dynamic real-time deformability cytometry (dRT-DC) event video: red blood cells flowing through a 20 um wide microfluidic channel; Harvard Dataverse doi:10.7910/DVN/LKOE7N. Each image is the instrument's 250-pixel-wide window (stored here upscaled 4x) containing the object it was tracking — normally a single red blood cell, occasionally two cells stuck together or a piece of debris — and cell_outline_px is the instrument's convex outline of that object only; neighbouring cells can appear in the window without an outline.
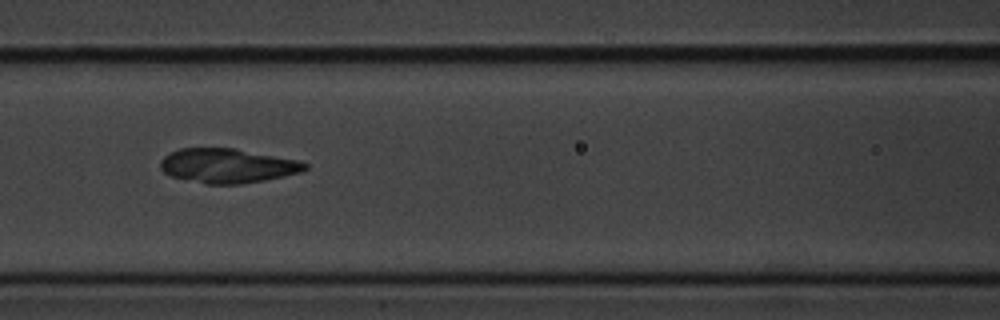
{"species": "common noctule bat (a hibernating species)", "species_latin": "Nyctalus noctula", "temperature_condition": "cold", "stored_images_in_passage": 4, "camera_frame_rate_fps": 3000, "um_per_image_px": 0.085, "animal": {"sex": "male", "body_mass_g": 20.1, "forearm_length_mm": 53.5}, "frame": {"image": 1, "passage_image": 3, "time_ms": 0.667, "image_size_px": [1000, 320], "cell_outline_px": [[308, 168], [300, 172], [284, 176], [264, 180], [240, 184], [204, 184], [172, 176], [164, 172], [160, 168], [160, 160], [164, 156], [180, 148], [236, 148], [300, 160], [308, 164]], "centroid_in_image_um": [19.36, 14.08], "position_along_channel_um": 147.2, "area_um2": 29.07}}
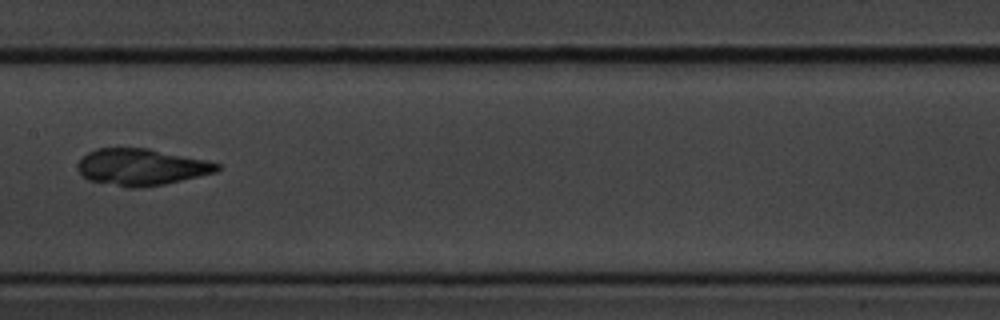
{"frame": {"image": 2, "passage_image": 4, "time_ms": 1.0, "image_size_px": [1000, 320], "cell_outline_px": [[220, 168], [216, 172], [164, 184], [136, 188], [128, 188], [88, 180], [76, 168], [76, 164], [88, 152], [96, 148], [148, 148], [204, 160], [220, 164]], "centroid_in_image_um": [11.97, 14.2], "position_along_channel_um": 195.4, "area_um2": 29.54}}